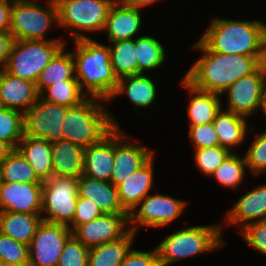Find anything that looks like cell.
<instances>
[{
    "label": "cell",
    "mask_w": 266,
    "mask_h": 266,
    "mask_svg": "<svg viewBox=\"0 0 266 266\" xmlns=\"http://www.w3.org/2000/svg\"><path fill=\"white\" fill-rule=\"evenodd\" d=\"M193 48L203 54L183 77L195 88L219 95L241 77L255 72L266 63V57L212 52L199 39Z\"/></svg>",
    "instance_id": "6da1fadb"
},
{
    "label": "cell",
    "mask_w": 266,
    "mask_h": 266,
    "mask_svg": "<svg viewBox=\"0 0 266 266\" xmlns=\"http://www.w3.org/2000/svg\"><path fill=\"white\" fill-rule=\"evenodd\" d=\"M210 51L266 57V23L213 18L199 39Z\"/></svg>",
    "instance_id": "7a4b0ae2"
},
{
    "label": "cell",
    "mask_w": 266,
    "mask_h": 266,
    "mask_svg": "<svg viewBox=\"0 0 266 266\" xmlns=\"http://www.w3.org/2000/svg\"><path fill=\"white\" fill-rule=\"evenodd\" d=\"M74 42L76 51H72V55L75 78L81 90L85 91L88 97L108 101L118 82L112 69L109 46L99 43L94 38L79 39Z\"/></svg>",
    "instance_id": "3957f363"
},
{
    "label": "cell",
    "mask_w": 266,
    "mask_h": 266,
    "mask_svg": "<svg viewBox=\"0 0 266 266\" xmlns=\"http://www.w3.org/2000/svg\"><path fill=\"white\" fill-rule=\"evenodd\" d=\"M102 102L107 103L87 97L78 105L68 107L61 126L64 140L87 148L100 142L115 127H121Z\"/></svg>",
    "instance_id": "277c9868"
},
{
    "label": "cell",
    "mask_w": 266,
    "mask_h": 266,
    "mask_svg": "<svg viewBox=\"0 0 266 266\" xmlns=\"http://www.w3.org/2000/svg\"><path fill=\"white\" fill-rule=\"evenodd\" d=\"M223 224L190 226L168 235L156 246L160 266H169L180 259L205 254L225 245Z\"/></svg>",
    "instance_id": "5b68a950"
},
{
    "label": "cell",
    "mask_w": 266,
    "mask_h": 266,
    "mask_svg": "<svg viewBox=\"0 0 266 266\" xmlns=\"http://www.w3.org/2000/svg\"><path fill=\"white\" fill-rule=\"evenodd\" d=\"M116 0H55L58 26L70 29L73 40L91 38L84 33H98L105 26ZM83 33V34H82Z\"/></svg>",
    "instance_id": "8992f818"
},
{
    "label": "cell",
    "mask_w": 266,
    "mask_h": 266,
    "mask_svg": "<svg viewBox=\"0 0 266 266\" xmlns=\"http://www.w3.org/2000/svg\"><path fill=\"white\" fill-rule=\"evenodd\" d=\"M65 45L64 40H15L4 69L11 75L36 84L41 71Z\"/></svg>",
    "instance_id": "52a82bcc"
},
{
    "label": "cell",
    "mask_w": 266,
    "mask_h": 266,
    "mask_svg": "<svg viewBox=\"0 0 266 266\" xmlns=\"http://www.w3.org/2000/svg\"><path fill=\"white\" fill-rule=\"evenodd\" d=\"M57 24L55 0H47L46 7L36 0L13 1L9 33L14 40H48L46 33L51 26H58Z\"/></svg>",
    "instance_id": "ba28073f"
},
{
    "label": "cell",
    "mask_w": 266,
    "mask_h": 266,
    "mask_svg": "<svg viewBox=\"0 0 266 266\" xmlns=\"http://www.w3.org/2000/svg\"><path fill=\"white\" fill-rule=\"evenodd\" d=\"M77 198L78 178L53 175L43 181L42 220L69 226L74 219Z\"/></svg>",
    "instance_id": "9c48e42d"
},
{
    "label": "cell",
    "mask_w": 266,
    "mask_h": 266,
    "mask_svg": "<svg viewBox=\"0 0 266 266\" xmlns=\"http://www.w3.org/2000/svg\"><path fill=\"white\" fill-rule=\"evenodd\" d=\"M187 203L169 195L149 194L129 213V229L136 233L138 226L164 227L184 212Z\"/></svg>",
    "instance_id": "30bf717a"
},
{
    "label": "cell",
    "mask_w": 266,
    "mask_h": 266,
    "mask_svg": "<svg viewBox=\"0 0 266 266\" xmlns=\"http://www.w3.org/2000/svg\"><path fill=\"white\" fill-rule=\"evenodd\" d=\"M67 109V106L38 97L23 114L24 135L45 139L50 143L64 140L61 126Z\"/></svg>",
    "instance_id": "8fae6325"
},
{
    "label": "cell",
    "mask_w": 266,
    "mask_h": 266,
    "mask_svg": "<svg viewBox=\"0 0 266 266\" xmlns=\"http://www.w3.org/2000/svg\"><path fill=\"white\" fill-rule=\"evenodd\" d=\"M72 230L63 224L42 221L28 246L30 266H57Z\"/></svg>",
    "instance_id": "7c38bea8"
},
{
    "label": "cell",
    "mask_w": 266,
    "mask_h": 266,
    "mask_svg": "<svg viewBox=\"0 0 266 266\" xmlns=\"http://www.w3.org/2000/svg\"><path fill=\"white\" fill-rule=\"evenodd\" d=\"M266 77V63L255 72L241 77L222 94L227 96L226 110L249 119L261 108L262 85Z\"/></svg>",
    "instance_id": "4fadbf2b"
},
{
    "label": "cell",
    "mask_w": 266,
    "mask_h": 266,
    "mask_svg": "<svg viewBox=\"0 0 266 266\" xmlns=\"http://www.w3.org/2000/svg\"><path fill=\"white\" fill-rule=\"evenodd\" d=\"M129 214H106L78 225L72 235L85 247L92 248L122 238L129 229Z\"/></svg>",
    "instance_id": "5bb4252c"
},
{
    "label": "cell",
    "mask_w": 266,
    "mask_h": 266,
    "mask_svg": "<svg viewBox=\"0 0 266 266\" xmlns=\"http://www.w3.org/2000/svg\"><path fill=\"white\" fill-rule=\"evenodd\" d=\"M121 127L114 128V164L110 183L117 186L140 168L152 155L150 148L129 141Z\"/></svg>",
    "instance_id": "9a60e30c"
},
{
    "label": "cell",
    "mask_w": 266,
    "mask_h": 266,
    "mask_svg": "<svg viewBox=\"0 0 266 266\" xmlns=\"http://www.w3.org/2000/svg\"><path fill=\"white\" fill-rule=\"evenodd\" d=\"M42 183H5L0 187V211L41 214Z\"/></svg>",
    "instance_id": "2e32d148"
},
{
    "label": "cell",
    "mask_w": 266,
    "mask_h": 266,
    "mask_svg": "<svg viewBox=\"0 0 266 266\" xmlns=\"http://www.w3.org/2000/svg\"><path fill=\"white\" fill-rule=\"evenodd\" d=\"M141 10L125 0H116L108 12L103 29L107 33L108 43L135 39L143 23Z\"/></svg>",
    "instance_id": "e0dca14e"
},
{
    "label": "cell",
    "mask_w": 266,
    "mask_h": 266,
    "mask_svg": "<svg viewBox=\"0 0 266 266\" xmlns=\"http://www.w3.org/2000/svg\"><path fill=\"white\" fill-rule=\"evenodd\" d=\"M39 94L36 84L0 69V103L2 108L14 109L23 114L36 102Z\"/></svg>",
    "instance_id": "ac0fdd59"
},
{
    "label": "cell",
    "mask_w": 266,
    "mask_h": 266,
    "mask_svg": "<svg viewBox=\"0 0 266 266\" xmlns=\"http://www.w3.org/2000/svg\"><path fill=\"white\" fill-rule=\"evenodd\" d=\"M153 159L152 155L140 168L116 186L120 203L128 213L149 195L154 186Z\"/></svg>",
    "instance_id": "d6986e66"
},
{
    "label": "cell",
    "mask_w": 266,
    "mask_h": 266,
    "mask_svg": "<svg viewBox=\"0 0 266 266\" xmlns=\"http://www.w3.org/2000/svg\"><path fill=\"white\" fill-rule=\"evenodd\" d=\"M227 213L224 223L236 224L239 231L247 224L266 219V184L258 185L239 198Z\"/></svg>",
    "instance_id": "ffe728a7"
},
{
    "label": "cell",
    "mask_w": 266,
    "mask_h": 266,
    "mask_svg": "<svg viewBox=\"0 0 266 266\" xmlns=\"http://www.w3.org/2000/svg\"><path fill=\"white\" fill-rule=\"evenodd\" d=\"M114 164V129L100 142L84 148L83 175L110 182Z\"/></svg>",
    "instance_id": "44dd1931"
},
{
    "label": "cell",
    "mask_w": 266,
    "mask_h": 266,
    "mask_svg": "<svg viewBox=\"0 0 266 266\" xmlns=\"http://www.w3.org/2000/svg\"><path fill=\"white\" fill-rule=\"evenodd\" d=\"M78 195L92 200L106 214H129L121 205L117 187L82 175L78 178Z\"/></svg>",
    "instance_id": "7402d4cb"
},
{
    "label": "cell",
    "mask_w": 266,
    "mask_h": 266,
    "mask_svg": "<svg viewBox=\"0 0 266 266\" xmlns=\"http://www.w3.org/2000/svg\"><path fill=\"white\" fill-rule=\"evenodd\" d=\"M181 79V85L188 90L191 97L187 106L189 126L213 122L217 112L223 108L221 95L200 90L195 88L184 77Z\"/></svg>",
    "instance_id": "603a6c76"
},
{
    "label": "cell",
    "mask_w": 266,
    "mask_h": 266,
    "mask_svg": "<svg viewBox=\"0 0 266 266\" xmlns=\"http://www.w3.org/2000/svg\"><path fill=\"white\" fill-rule=\"evenodd\" d=\"M53 175L79 178L83 175L84 148L68 140L51 143Z\"/></svg>",
    "instance_id": "cb8c5ba5"
},
{
    "label": "cell",
    "mask_w": 266,
    "mask_h": 266,
    "mask_svg": "<svg viewBox=\"0 0 266 266\" xmlns=\"http://www.w3.org/2000/svg\"><path fill=\"white\" fill-rule=\"evenodd\" d=\"M146 74L125 76L118 79L117 86L107 103L113 101L118 95L126 94L128 100L138 109L150 106L157 94V86Z\"/></svg>",
    "instance_id": "d4e9b609"
},
{
    "label": "cell",
    "mask_w": 266,
    "mask_h": 266,
    "mask_svg": "<svg viewBox=\"0 0 266 266\" xmlns=\"http://www.w3.org/2000/svg\"><path fill=\"white\" fill-rule=\"evenodd\" d=\"M30 163L37 176L45 181L53 176L51 143L45 139L24 135L16 148Z\"/></svg>",
    "instance_id": "484cf974"
},
{
    "label": "cell",
    "mask_w": 266,
    "mask_h": 266,
    "mask_svg": "<svg viewBox=\"0 0 266 266\" xmlns=\"http://www.w3.org/2000/svg\"><path fill=\"white\" fill-rule=\"evenodd\" d=\"M42 221L41 214L0 211V233L29 246Z\"/></svg>",
    "instance_id": "4316f807"
},
{
    "label": "cell",
    "mask_w": 266,
    "mask_h": 266,
    "mask_svg": "<svg viewBox=\"0 0 266 266\" xmlns=\"http://www.w3.org/2000/svg\"><path fill=\"white\" fill-rule=\"evenodd\" d=\"M246 119L232 111L221 108L213 121L219 145L230 151L234 146L240 145L245 140L247 132H249Z\"/></svg>",
    "instance_id": "83f0119b"
},
{
    "label": "cell",
    "mask_w": 266,
    "mask_h": 266,
    "mask_svg": "<svg viewBox=\"0 0 266 266\" xmlns=\"http://www.w3.org/2000/svg\"><path fill=\"white\" fill-rule=\"evenodd\" d=\"M135 234L129 230L122 238L89 248L88 266H118L132 249Z\"/></svg>",
    "instance_id": "f1b7e54d"
},
{
    "label": "cell",
    "mask_w": 266,
    "mask_h": 266,
    "mask_svg": "<svg viewBox=\"0 0 266 266\" xmlns=\"http://www.w3.org/2000/svg\"><path fill=\"white\" fill-rule=\"evenodd\" d=\"M63 80H77L75 78V63L72 52L65 51V45L41 71L36 82L38 94L55 83H63Z\"/></svg>",
    "instance_id": "f546056e"
},
{
    "label": "cell",
    "mask_w": 266,
    "mask_h": 266,
    "mask_svg": "<svg viewBox=\"0 0 266 266\" xmlns=\"http://www.w3.org/2000/svg\"><path fill=\"white\" fill-rule=\"evenodd\" d=\"M110 61L117 79L125 76L139 75L136 57L135 39L110 42Z\"/></svg>",
    "instance_id": "4dcf8cb0"
},
{
    "label": "cell",
    "mask_w": 266,
    "mask_h": 266,
    "mask_svg": "<svg viewBox=\"0 0 266 266\" xmlns=\"http://www.w3.org/2000/svg\"><path fill=\"white\" fill-rule=\"evenodd\" d=\"M136 59L139 66V74L157 69L165 62L166 51L161 42L152 36L142 35L135 38Z\"/></svg>",
    "instance_id": "1f68e13d"
},
{
    "label": "cell",
    "mask_w": 266,
    "mask_h": 266,
    "mask_svg": "<svg viewBox=\"0 0 266 266\" xmlns=\"http://www.w3.org/2000/svg\"><path fill=\"white\" fill-rule=\"evenodd\" d=\"M0 165L5 183H43L17 149H14Z\"/></svg>",
    "instance_id": "d6a6232c"
},
{
    "label": "cell",
    "mask_w": 266,
    "mask_h": 266,
    "mask_svg": "<svg viewBox=\"0 0 266 266\" xmlns=\"http://www.w3.org/2000/svg\"><path fill=\"white\" fill-rule=\"evenodd\" d=\"M39 97L45 101L71 107L84 101L88 95L81 90L78 80H63V83L46 87Z\"/></svg>",
    "instance_id": "836d02e7"
},
{
    "label": "cell",
    "mask_w": 266,
    "mask_h": 266,
    "mask_svg": "<svg viewBox=\"0 0 266 266\" xmlns=\"http://www.w3.org/2000/svg\"><path fill=\"white\" fill-rule=\"evenodd\" d=\"M247 168L245 157L236 153H231L213 172L211 177H215L217 182L225 188L239 187L246 176Z\"/></svg>",
    "instance_id": "e575fe53"
},
{
    "label": "cell",
    "mask_w": 266,
    "mask_h": 266,
    "mask_svg": "<svg viewBox=\"0 0 266 266\" xmlns=\"http://www.w3.org/2000/svg\"><path fill=\"white\" fill-rule=\"evenodd\" d=\"M24 136L23 113L8 108L0 109V140L16 149Z\"/></svg>",
    "instance_id": "d590c367"
},
{
    "label": "cell",
    "mask_w": 266,
    "mask_h": 266,
    "mask_svg": "<svg viewBox=\"0 0 266 266\" xmlns=\"http://www.w3.org/2000/svg\"><path fill=\"white\" fill-rule=\"evenodd\" d=\"M195 165L206 176H211L217 167L232 153V151L217 145L200 150H194Z\"/></svg>",
    "instance_id": "8d00e7d4"
},
{
    "label": "cell",
    "mask_w": 266,
    "mask_h": 266,
    "mask_svg": "<svg viewBox=\"0 0 266 266\" xmlns=\"http://www.w3.org/2000/svg\"><path fill=\"white\" fill-rule=\"evenodd\" d=\"M256 138L244 153L247 169L253 175H261L266 172V130L256 133Z\"/></svg>",
    "instance_id": "74e56055"
},
{
    "label": "cell",
    "mask_w": 266,
    "mask_h": 266,
    "mask_svg": "<svg viewBox=\"0 0 266 266\" xmlns=\"http://www.w3.org/2000/svg\"><path fill=\"white\" fill-rule=\"evenodd\" d=\"M29 263L28 246L0 233V264Z\"/></svg>",
    "instance_id": "f35d334b"
},
{
    "label": "cell",
    "mask_w": 266,
    "mask_h": 266,
    "mask_svg": "<svg viewBox=\"0 0 266 266\" xmlns=\"http://www.w3.org/2000/svg\"><path fill=\"white\" fill-rule=\"evenodd\" d=\"M88 251L73 235L67 240L57 266H88Z\"/></svg>",
    "instance_id": "ab89813d"
},
{
    "label": "cell",
    "mask_w": 266,
    "mask_h": 266,
    "mask_svg": "<svg viewBox=\"0 0 266 266\" xmlns=\"http://www.w3.org/2000/svg\"><path fill=\"white\" fill-rule=\"evenodd\" d=\"M188 135L195 150L219 145L217 132L213 122L202 125L189 126Z\"/></svg>",
    "instance_id": "60d3db41"
},
{
    "label": "cell",
    "mask_w": 266,
    "mask_h": 266,
    "mask_svg": "<svg viewBox=\"0 0 266 266\" xmlns=\"http://www.w3.org/2000/svg\"><path fill=\"white\" fill-rule=\"evenodd\" d=\"M240 234L247 245L266 255V219L247 224Z\"/></svg>",
    "instance_id": "b9f144b4"
},
{
    "label": "cell",
    "mask_w": 266,
    "mask_h": 266,
    "mask_svg": "<svg viewBox=\"0 0 266 266\" xmlns=\"http://www.w3.org/2000/svg\"><path fill=\"white\" fill-rule=\"evenodd\" d=\"M102 214L103 212L92 203V200L78 195L74 219L68 227L73 231L78 225L90 222Z\"/></svg>",
    "instance_id": "7bdbcfd3"
},
{
    "label": "cell",
    "mask_w": 266,
    "mask_h": 266,
    "mask_svg": "<svg viewBox=\"0 0 266 266\" xmlns=\"http://www.w3.org/2000/svg\"><path fill=\"white\" fill-rule=\"evenodd\" d=\"M118 266H160L156 248L152 251L131 249Z\"/></svg>",
    "instance_id": "ee69618b"
},
{
    "label": "cell",
    "mask_w": 266,
    "mask_h": 266,
    "mask_svg": "<svg viewBox=\"0 0 266 266\" xmlns=\"http://www.w3.org/2000/svg\"><path fill=\"white\" fill-rule=\"evenodd\" d=\"M14 41L9 32L0 33V69L6 66Z\"/></svg>",
    "instance_id": "f6af8a7d"
},
{
    "label": "cell",
    "mask_w": 266,
    "mask_h": 266,
    "mask_svg": "<svg viewBox=\"0 0 266 266\" xmlns=\"http://www.w3.org/2000/svg\"><path fill=\"white\" fill-rule=\"evenodd\" d=\"M14 0H0V33L10 31L11 8Z\"/></svg>",
    "instance_id": "bcb514c9"
},
{
    "label": "cell",
    "mask_w": 266,
    "mask_h": 266,
    "mask_svg": "<svg viewBox=\"0 0 266 266\" xmlns=\"http://www.w3.org/2000/svg\"><path fill=\"white\" fill-rule=\"evenodd\" d=\"M129 5L135 6L138 9H142L144 7L150 6L158 2L159 0H125Z\"/></svg>",
    "instance_id": "7dc6e473"
},
{
    "label": "cell",
    "mask_w": 266,
    "mask_h": 266,
    "mask_svg": "<svg viewBox=\"0 0 266 266\" xmlns=\"http://www.w3.org/2000/svg\"><path fill=\"white\" fill-rule=\"evenodd\" d=\"M14 149L6 142L0 140V163L8 157Z\"/></svg>",
    "instance_id": "c3c4849f"
},
{
    "label": "cell",
    "mask_w": 266,
    "mask_h": 266,
    "mask_svg": "<svg viewBox=\"0 0 266 266\" xmlns=\"http://www.w3.org/2000/svg\"><path fill=\"white\" fill-rule=\"evenodd\" d=\"M260 110L265 114L266 117V77L262 85V95H261V108Z\"/></svg>",
    "instance_id": "681fc988"
},
{
    "label": "cell",
    "mask_w": 266,
    "mask_h": 266,
    "mask_svg": "<svg viewBox=\"0 0 266 266\" xmlns=\"http://www.w3.org/2000/svg\"><path fill=\"white\" fill-rule=\"evenodd\" d=\"M0 266H30L29 263H24V264H7V263H3L0 264Z\"/></svg>",
    "instance_id": "f907efd6"
},
{
    "label": "cell",
    "mask_w": 266,
    "mask_h": 266,
    "mask_svg": "<svg viewBox=\"0 0 266 266\" xmlns=\"http://www.w3.org/2000/svg\"><path fill=\"white\" fill-rule=\"evenodd\" d=\"M3 184V178H2V173H1V165H0V187Z\"/></svg>",
    "instance_id": "816d5d0a"
}]
</instances>
